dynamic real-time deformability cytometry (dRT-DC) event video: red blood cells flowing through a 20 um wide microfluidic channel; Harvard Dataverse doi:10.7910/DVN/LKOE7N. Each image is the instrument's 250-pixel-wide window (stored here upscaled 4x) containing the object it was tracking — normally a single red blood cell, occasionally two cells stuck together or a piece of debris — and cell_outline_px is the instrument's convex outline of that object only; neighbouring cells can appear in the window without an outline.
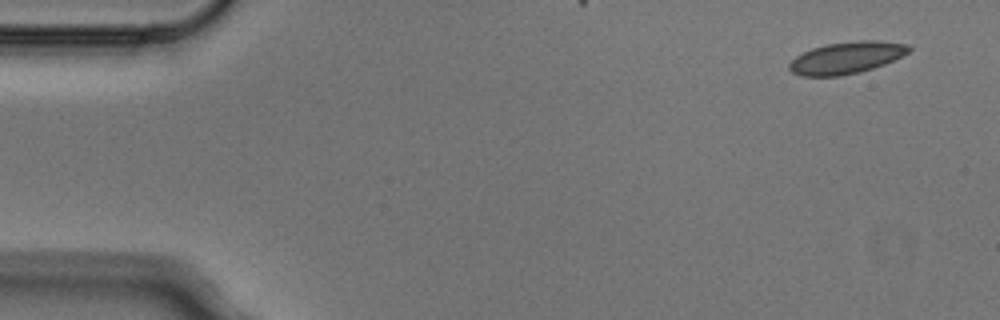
{"species": "Egyptian fruit bat (a non-hibernating species)", "species_latin": "Rousettus aegyptiacus", "temperature_condition": "cold", "stored_images_in_passage": 3, "camera_frame_rate_fps": 3000, "um_per_image_px": 0.085, "animal": {"sex": "male"}, "frame": {"image": 1, "passage_image": 1, "time_ms": 0.0, "image_size_px": [1000, 320], "cell_outline_px": [[912, 48], [908, 52], [884, 64], [860, 72], [840, 76], [800, 76], [792, 72], [788, 68], [788, 64], [796, 56], [812, 48], [828, 44], [856, 40], [880, 40], [908, 44]], "centroid_in_image_um": [71.94, 4.9], "position_along_channel_um": 13.1, "area_um2": 22.2}}